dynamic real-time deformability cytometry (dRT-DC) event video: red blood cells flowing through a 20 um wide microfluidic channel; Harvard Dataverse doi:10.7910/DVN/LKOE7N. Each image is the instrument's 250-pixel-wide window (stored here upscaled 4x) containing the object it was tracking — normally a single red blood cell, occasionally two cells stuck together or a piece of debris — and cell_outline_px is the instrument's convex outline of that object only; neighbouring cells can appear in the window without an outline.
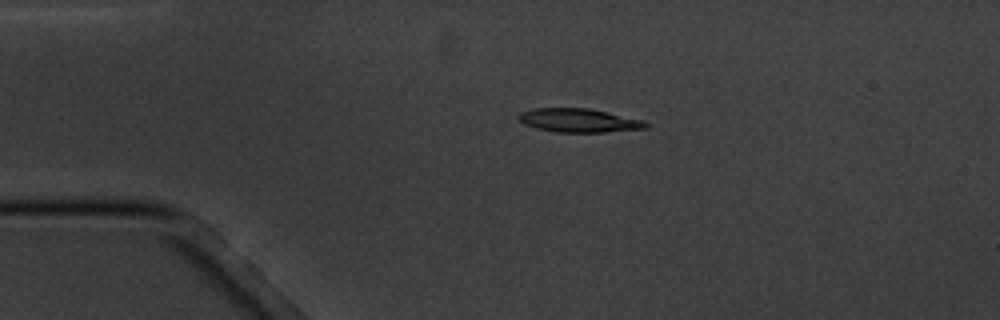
{"species": "common noctule bat (a hibernating species)", "species_latin": "Nyctalus noctula", "temperature_condition": "cold", "stored_images_in_passage": 3, "camera_frame_rate_fps": 3000, "um_per_image_px": 0.085, "animal": {"sex": "male", "body_mass_g": 20.1, "forearm_length_mm": 53.5}, "frame": {"image": 1, "passage_image": 2, "time_ms": 1.667, "image_size_px": [1000, 320], "cell_outline_px": [[648, 128], [604, 132], [556, 132], [536, 128], [524, 124], [516, 116], [520, 112], [536, 108], [588, 108], [608, 112], [640, 120], [648, 124]], "centroid_in_image_um": [49.15, 10.23], "position_along_channel_um": 35.8, "area_um2": 17.4}}